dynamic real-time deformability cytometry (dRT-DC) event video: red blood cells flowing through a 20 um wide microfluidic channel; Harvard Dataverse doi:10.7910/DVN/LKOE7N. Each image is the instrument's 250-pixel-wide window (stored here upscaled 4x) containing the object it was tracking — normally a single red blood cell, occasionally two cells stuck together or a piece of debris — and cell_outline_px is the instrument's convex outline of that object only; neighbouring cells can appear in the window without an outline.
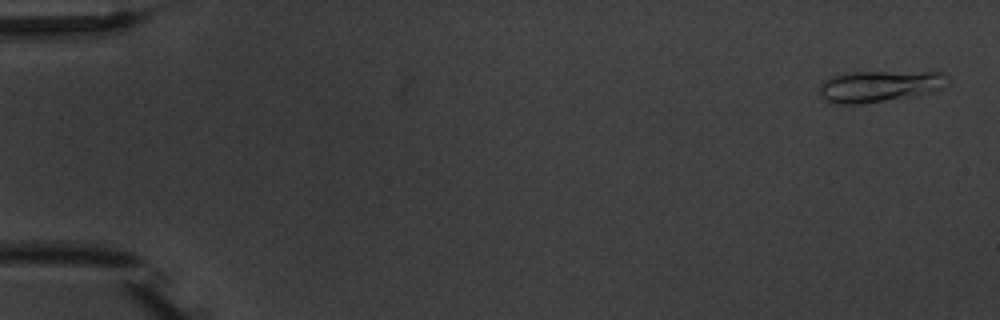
{"species": "common noctule bat (a hibernating species)", "species_latin": "Nyctalus noctula", "temperature_condition": "warm", "stored_images_in_passage": 6, "camera_frame_rate_fps": 3000, "um_per_image_px": 0.085, "animal": {"sex": "male", "body_mass_g": 20.1, "forearm_length_mm": 53.5}, "frame": {"image": 1, "passage_image": 1, "time_ms": 0.0, "image_size_px": [1000, 320], "cell_outline_px": [[948, 84], [932, 92], [912, 96], [860, 104], [836, 104], [824, 100], [820, 96], [820, 88], [824, 80], [832, 76], [848, 72], [944, 72], [948, 76]], "centroid_in_image_um": [74.75, 7.32], "position_along_channel_um": 10.3, "area_um2": 23.47}}